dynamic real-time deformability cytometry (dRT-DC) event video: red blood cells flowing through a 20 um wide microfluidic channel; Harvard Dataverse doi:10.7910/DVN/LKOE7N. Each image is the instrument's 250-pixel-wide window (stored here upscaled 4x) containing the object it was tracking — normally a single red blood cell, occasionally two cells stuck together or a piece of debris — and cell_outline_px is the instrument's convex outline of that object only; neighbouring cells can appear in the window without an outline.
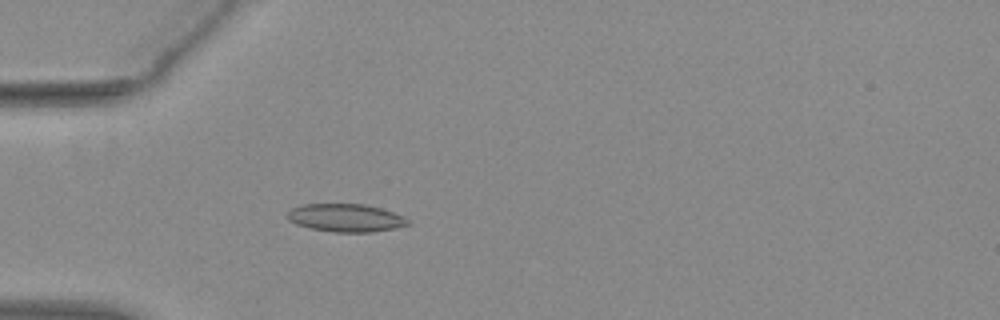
{"species": "common noctule bat (a hibernating species)", "species_latin": "Nyctalus noctula", "temperature_condition": "warm", "stored_images_in_passage": 54, "camera_frame_rate_fps": 3000, "um_per_image_px": 0.085, "animal": {"sex": "female", "body_mass_g": 29.2, "forearm_length_mm": 56.3}, "frame": {"image": 1, "passage_image": 17, "time_ms": 5.333, "image_size_px": [1000, 320], "cell_outline_px": [[412, 224], [396, 228], [372, 232], [332, 232], [312, 228], [296, 224], [288, 220], [284, 216], [292, 208], [304, 204], [364, 204], [380, 208], [404, 216], [412, 220]], "centroid_in_image_um": [29.42, 18.52], "position_along_channel_um": 55.6, "area_um2": 19.83}}
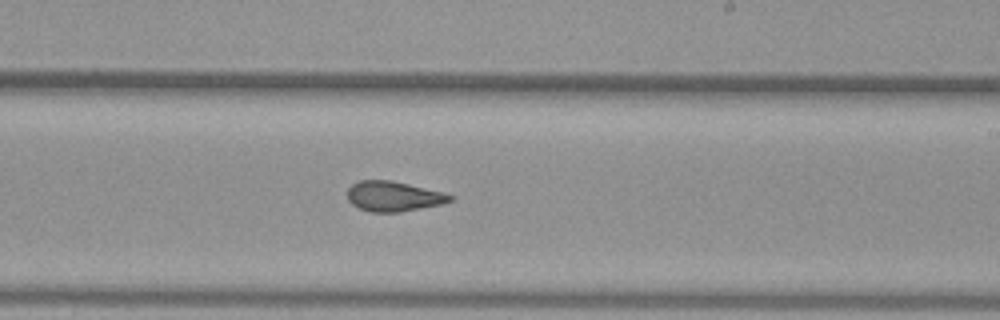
{"frame": {"image": 2, "passage_image": 33, "time_ms": 10.667, "image_size_px": [1000, 320], "cell_outline_px": [[456, 200], [440, 204], [400, 212], [368, 212], [356, 208], [348, 200], [348, 188], [352, 184], [360, 180], [392, 180], [444, 192], [456, 196]], "centroid_in_image_um": [33.47, 16.69], "position_along_channel_um": 255.5, "area_um2": 18.26}}
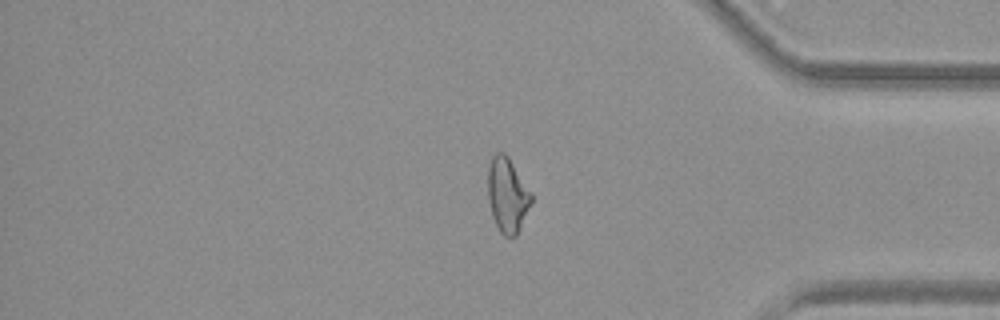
{"frame": {"image": 3, "passage_image": 45, "time_ms": 14.667, "image_size_px": [1000, 320], "cell_outline_px": [[532, 200], [516, 236], [504, 236], [500, 232], [492, 216], [488, 200], [488, 168], [492, 156], [496, 152], [504, 152], [508, 156], [532, 196]], "centroid_in_image_um": [43.09, 16.57], "position_along_channel_um": 392.1, "area_um2": 18.5}, "authors_computed_cell_mechanics": {"area_um2": 19.1318, "velocity_mm_per_s": 3.9197, "shape_relaxation_time_tau1_ms": 8.3716, "shape_relaxation_time_tau2_ms": 1.6348, "deformation_change_tau1": 0.2269, "deformation_change_tau2": 0.0931}}